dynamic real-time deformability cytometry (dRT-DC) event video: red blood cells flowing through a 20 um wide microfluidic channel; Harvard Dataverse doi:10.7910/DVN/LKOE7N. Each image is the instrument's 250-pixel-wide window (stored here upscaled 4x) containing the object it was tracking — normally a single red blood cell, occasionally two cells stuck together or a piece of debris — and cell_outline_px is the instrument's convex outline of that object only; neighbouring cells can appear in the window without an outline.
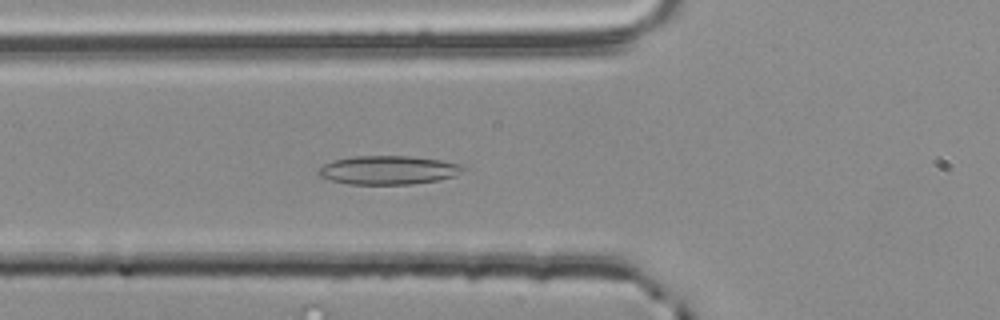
{"species": "common noctule bat (a hibernating species)", "species_latin": "Nyctalus noctula", "temperature_condition": "room temperature", "stored_images_in_passage": 46, "camera_frame_rate_fps": 3000, "um_per_image_px": 0.085, "animal": {"sex": "male", "body_mass_g": 20.4}, "frame": {"image": 1, "passage_image": 16, "time_ms": 5.0, "image_size_px": [1000, 320], "cell_outline_px": [[468, 168], [456, 176], [436, 180], [412, 184], [348, 184], [332, 180], [320, 176], [316, 172], [324, 164], [332, 160], [356, 156], [412, 156], [440, 160], [464, 164]], "centroid_in_image_um": [33.06, 14.45], "position_along_channel_um": 92.7, "area_um2": 24.33}}
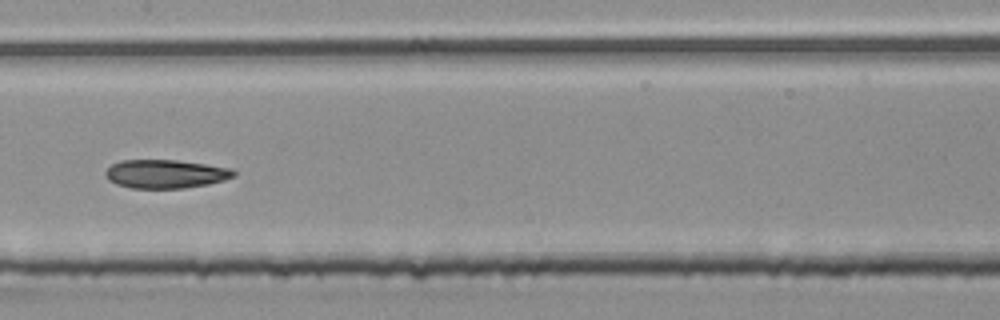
{"frame": {"image": 2, "passage_image": 24, "time_ms": 7.667, "image_size_px": [1000, 320], "cell_outline_px": [[236, 176], [224, 180], [208, 184], [184, 188], [132, 188], [116, 184], [108, 180], [104, 176], [104, 172], [112, 164], [120, 160], [176, 160], [232, 168], [236, 172]], "centroid_in_image_um": [14.06, 14.78], "position_along_channel_um": 193.3, "area_um2": 21.44}}
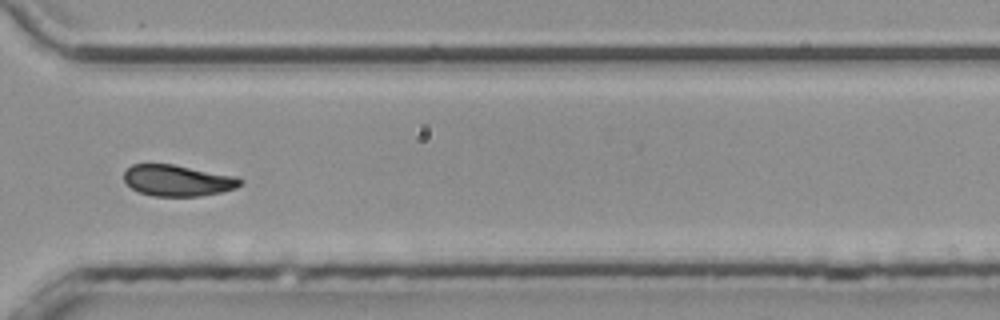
{"frame": {"image": 3, "passage_image": 37, "time_ms": 12.0, "image_size_px": [1000, 320], "cell_outline_px": [[244, 180], [236, 188], [220, 192], [200, 196], [152, 196], [140, 192], [132, 188], [124, 180], [124, 172], [132, 164], [172, 164], [236, 176]], "centroid_in_image_um": [15.1, 15.34], "position_along_channel_um": 355.5, "area_um2": 21.04}, "authors_computed_cell_mechanics": {"area_um2": 21.7328, "velocity_mm_per_s": 3.7506, "shape_relaxation_time_tau1_ms": 10.1752, "shape_relaxation_time_tau2_ms": 2.8743, "deformation_change_tau1": 0.1951, "deformation_change_tau2": 0.0862}}